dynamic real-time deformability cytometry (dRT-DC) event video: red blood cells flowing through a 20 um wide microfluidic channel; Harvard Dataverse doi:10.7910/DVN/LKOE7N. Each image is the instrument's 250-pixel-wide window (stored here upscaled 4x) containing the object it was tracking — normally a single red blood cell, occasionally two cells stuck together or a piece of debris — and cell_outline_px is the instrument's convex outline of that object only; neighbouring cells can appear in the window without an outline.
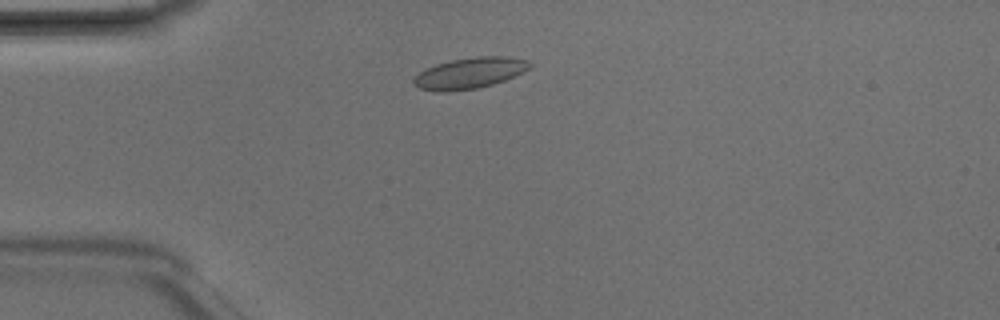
{"species": "Egyptian fruit bat (a non-hibernating species)", "species_latin": "Rousettus aegyptiacus", "temperature_condition": "room temperature", "stored_images_in_passage": 5, "camera_frame_rate_fps": 3000, "um_per_image_px": 0.085, "animal": {"sex": "male"}, "frame": {"image": 1, "passage_image": 5, "time_ms": 1.333, "image_size_px": [1000, 320], "cell_outline_px": [[532, 64], [528, 68], [504, 80], [492, 84], [476, 88], [448, 92], [440, 92], [420, 88], [412, 84], [412, 80], [420, 72], [436, 64], [452, 60], [476, 56], [508, 56], [528, 60]], "centroid_in_image_um": [39.89, 6.21], "position_along_channel_um": 45.1, "area_um2": 20.69}}